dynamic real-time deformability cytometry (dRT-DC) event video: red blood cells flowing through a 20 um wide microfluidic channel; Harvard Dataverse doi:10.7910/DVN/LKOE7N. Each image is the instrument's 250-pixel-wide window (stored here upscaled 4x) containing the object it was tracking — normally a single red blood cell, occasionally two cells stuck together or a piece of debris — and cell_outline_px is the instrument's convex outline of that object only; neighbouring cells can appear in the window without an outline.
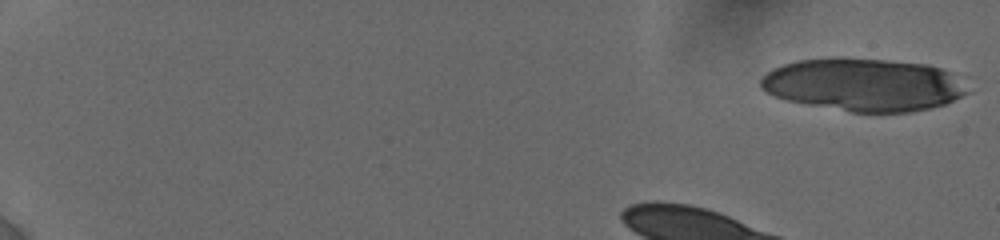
{"species": "human", "species_latin": "Homo sapiens", "temperature_condition": "cold", "stored_images_in_passage": 38, "camera_frame_rate_fps": 3000, "um_per_image_px": 0.085, "donor": {"sex": "female"}, "frame": {"image": 1, "passage_image": 1, "time_ms": 0.0, "image_size_px": [1000, 240], "cell_outline_px": [[968, 92], [944, 104], [932, 108], [912, 112], [852, 112], [808, 104], [788, 100], [772, 96], [760, 88], [760, 80], [772, 68], [796, 60], [832, 56], [844, 56], [888, 60], [928, 64], [940, 68], [948, 72]], "centroid_in_image_um": [73.3, 7.17], "position_along_channel_um": 11.7, "area_um2": 63.58}}
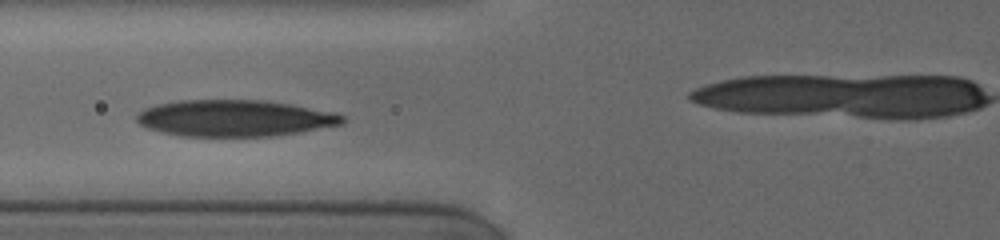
{"frame": {"image": 2, "passage_image": 28, "time_ms": 5.667, "image_size_px": [1000, 240], "cell_outline_px": [[344, 124], [300, 132], [276, 136], [180, 136], [160, 132], [148, 128], [140, 124], [136, 120], [136, 116], [144, 108], [176, 100], [264, 100], [292, 104], [336, 112], [344, 116]], "centroid_in_image_um": [19.98, 10.04], "position_along_channel_um": 105.8, "area_um2": 44.04}}
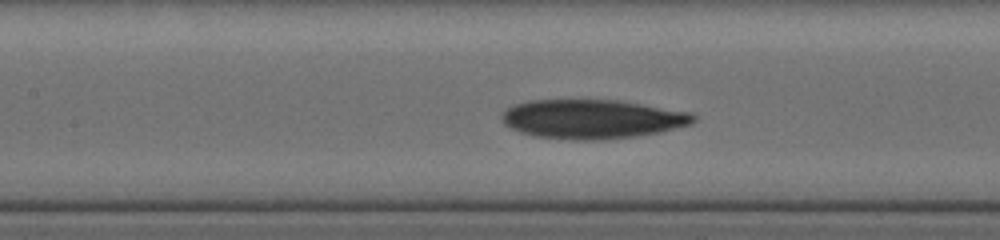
{"frame": {"image": 3, "passage_image": 34, "time_ms": 7.0, "image_size_px": [1000, 240], "cell_outline_px": [[696, 120], [692, 124], [660, 132], [636, 136], [604, 140], [572, 140], [532, 136], [520, 132], [504, 124], [500, 120], [500, 116], [512, 104], [528, 100], [620, 100], [692, 112], [696, 116]], "centroid_in_image_um": [50.34, 10.12], "position_along_channel_um": 157.1, "area_um2": 44.22}}